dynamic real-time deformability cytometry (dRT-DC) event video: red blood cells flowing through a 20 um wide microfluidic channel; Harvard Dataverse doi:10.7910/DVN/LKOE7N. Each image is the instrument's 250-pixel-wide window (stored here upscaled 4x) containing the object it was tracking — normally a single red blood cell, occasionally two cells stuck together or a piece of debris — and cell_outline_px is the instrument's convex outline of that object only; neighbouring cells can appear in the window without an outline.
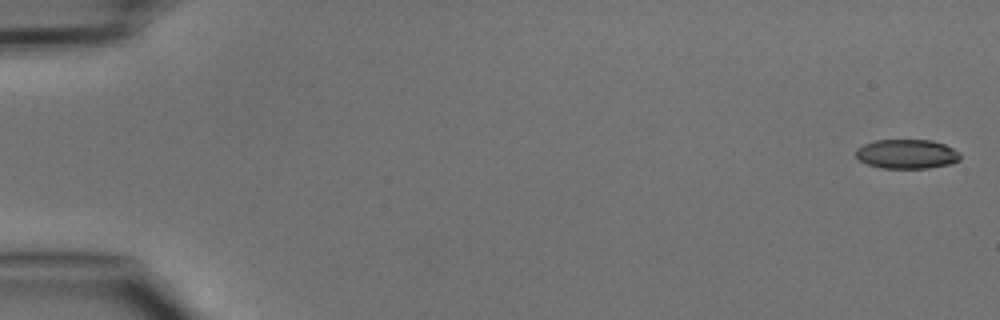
{"species": "common noctule bat (a hibernating species)", "species_latin": "Nyctalus noctula", "temperature_condition": "cold", "stored_images_in_passage": 48, "camera_frame_rate_fps": 3000, "um_per_image_px": 0.085, "animal": {"sex": "male", "body_mass_g": 15.6}, "frame": {"image": 1, "passage_image": 1, "time_ms": 0.0, "image_size_px": [1000, 320], "cell_outline_px": [[960, 160], [952, 164], [928, 168], [880, 168], [868, 164], [860, 160], [856, 156], [856, 148], [872, 140], [932, 140], [944, 144], [960, 152]], "centroid_in_image_um": [77.09, 13.09], "position_along_channel_um": 7.9, "area_um2": 17.98}}
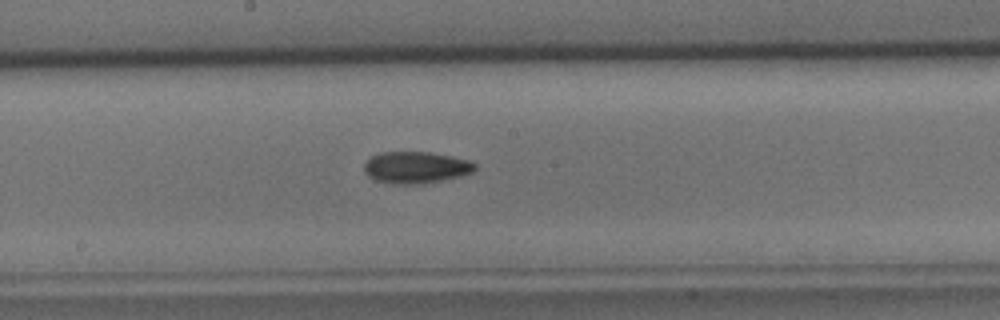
{"frame": {"image": 2, "passage_image": 26, "time_ms": 8.333, "image_size_px": [1000, 320], "cell_outline_px": [[476, 168], [472, 172], [460, 176], [420, 184], [392, 184], [376, 180], [368, 176], [364, 172], [364, 164], [372, 156], [380, 152], [432, 152], [452, 156], [468, 160], [476, 164]], "centroid_in_image_um": [35.34, 14.23], "position_along_channel_um": 212.9, "area_um2": 20.46}}
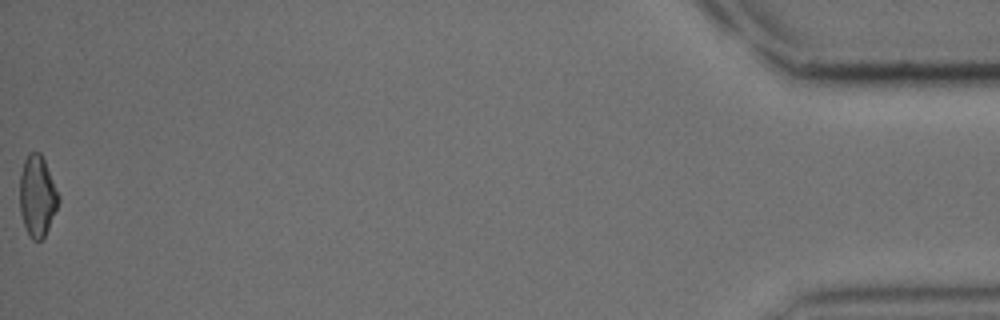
{"frame": {"image": 3, "passage_image": 48, "time_ms": 15.667, "image_size_px": [1000, 320], "cell_outline_px": [[60, 200], [48, 228], [44, 236], [40, 240], [32, 240], [28, 236], [20, 212], [20, 172], [24, 160], [28, 152], [40, 152], [44, 160], [60, 196]], "centroid_in_image_um": [3.16, 16.65], "position_along_channel_um": 432.0, "area_um2": 18.26}}